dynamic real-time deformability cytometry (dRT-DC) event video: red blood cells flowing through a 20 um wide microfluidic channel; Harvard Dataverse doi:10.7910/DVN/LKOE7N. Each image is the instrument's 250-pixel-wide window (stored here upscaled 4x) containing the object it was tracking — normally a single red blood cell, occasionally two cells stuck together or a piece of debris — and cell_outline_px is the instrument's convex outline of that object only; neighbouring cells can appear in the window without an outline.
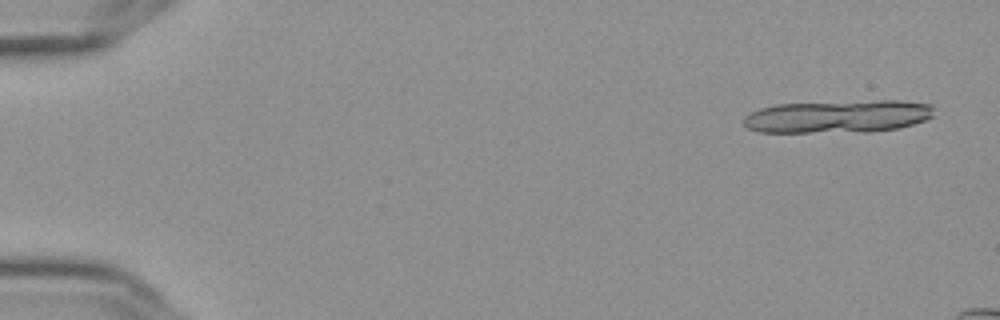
{"species": "Egyptian fruit bat (a non-hibernating species)", "species_latin": "Rousettus aegyptiacus", "temperature_condition": "cold", "stored_images_in_passage": 13, "camera_frame_rate_fps": 3000, "um_per_image_px": 0.085, "frame": {"image": 1, "passage_image": 3, "time_ms": 0.667, "image_size_px": [1000, 320], "cell_outline_px": [[932, 116], [924, 120], [900, 128], [872, 132], [760, 132], [748, 128], [744, 124], [744, 116], [760, 108], [776, 104], [880, 100], [900, 100], [932, 104]], "centroid_in_image_um": [71.24, 9.9], "position_along_channel_um": 13.8, "area_um2": 36.47}}